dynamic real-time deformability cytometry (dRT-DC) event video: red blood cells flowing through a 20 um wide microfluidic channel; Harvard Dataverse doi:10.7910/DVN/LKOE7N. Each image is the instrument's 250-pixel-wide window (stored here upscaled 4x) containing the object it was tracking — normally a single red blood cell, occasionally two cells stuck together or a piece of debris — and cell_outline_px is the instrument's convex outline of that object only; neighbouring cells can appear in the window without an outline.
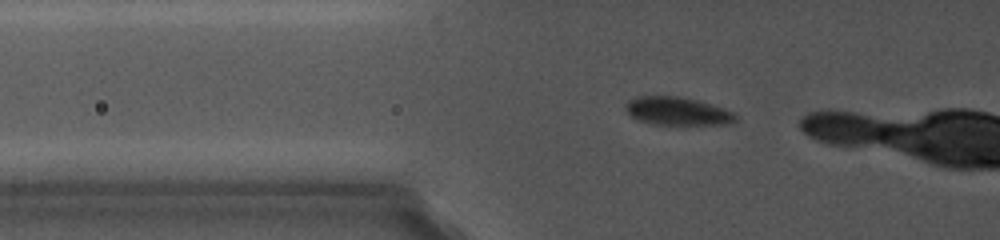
{"species": "common noctule bat (a hibernating species)", "species_latin": "Nyctalus noctula", "temperature_condition": "cold", "stored_images_in_passage": 4, "camera_frame_rate_fps": 5000, "um_per_image_px": 0.085, "animal": {"sex": "female", "body_mass_g": 19.0, "forearm_length_mm": 56.7}, "frame": {"image": 1, "passage_image": 2, "time_ms": 0.8, "image_size_px": [1000, 240], "cell_outline_px": [[736, 120], [720, 124], [652, 124], [636, 120], [628, 112], [628, 104], [632, 100], [644, 96], [672, 96], [692, 100], [720, 108], [736, 116]], "centroid_in_image_um": [57.51, 9.47], "position_along_channel_um": 68.3, "area_um2": 16.82}}